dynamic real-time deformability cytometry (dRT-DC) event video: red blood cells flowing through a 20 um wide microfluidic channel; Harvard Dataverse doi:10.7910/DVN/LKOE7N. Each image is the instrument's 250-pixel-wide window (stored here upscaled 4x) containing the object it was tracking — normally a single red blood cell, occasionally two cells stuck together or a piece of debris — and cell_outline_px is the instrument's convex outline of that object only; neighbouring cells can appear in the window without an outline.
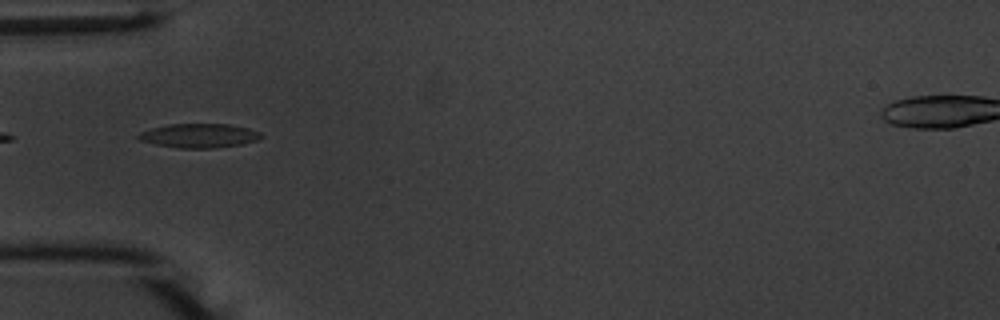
{"species": "common noctule bat (a hibernating species)", "species_latin": "Nyctalus noctula", "temperature_condition": "warm", "stored_images_in_passage": 5, "camera_frame_rate_fps": 3000, "um_per_image_px": 0.085, "animal": {"sex": "male", "body_mass_g": 20.1, "forearm_length_mm": 53.5}, "frame": {"image": 1, "passage_image": 1, "time_ms": 0.0, "image_size_px": [1000, 320], "cell_outline_px": [[264, 136], [260, 140], [244, 144], [216, 148], [180, 148], [156, 144], [140, 140], [136, 136], [140, 132], [152, 128], [168, 124], [228, 124], [248, 128], [260, 132]], "centroid_in_image_um": [16.98, 11.53], "position_along_channel_um": 68.0, "area_um2": 17.34}}